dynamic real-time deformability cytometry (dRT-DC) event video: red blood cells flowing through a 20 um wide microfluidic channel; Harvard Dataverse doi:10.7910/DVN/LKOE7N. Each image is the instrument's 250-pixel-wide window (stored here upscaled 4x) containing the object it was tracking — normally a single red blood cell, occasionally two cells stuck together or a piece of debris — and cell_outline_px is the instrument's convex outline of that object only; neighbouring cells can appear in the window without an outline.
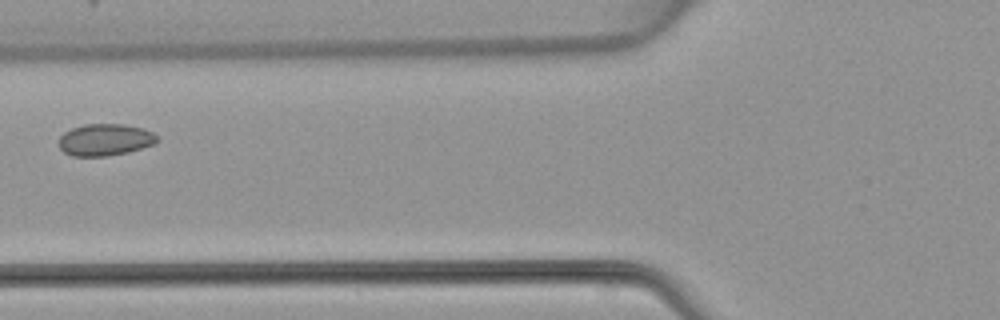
{"species": "common noctule bat (a hibernating species)", "species_latin": "Nyctalus noctula", "temperature_condition": "warm", "stored_images_in_passage": 5, "camera_frame_rate_fps": 3000, "um_per_image_px": 0.085, "animal": {"sex": "female", "body_mass_g": 22.7, "forearm_length_mm": 54.2}, "frame": {"image": 1, "passage_image": 4, "time_ms": 3.667, "image_size_px": [1000, 320], "cell_outline_px": [[160, 140], [152, 144], [128, 152], [108, 156], [72, 156], [64, 152], [60, 148], [60, 136], [64, 132], [72, 128], [84, 124], [124, 124], [144, 128], [152, 132]], "centroid_in_image_um": [8.93, 11.87], "position_along_channel_um": 116.9, "area_um2": 18.21}}
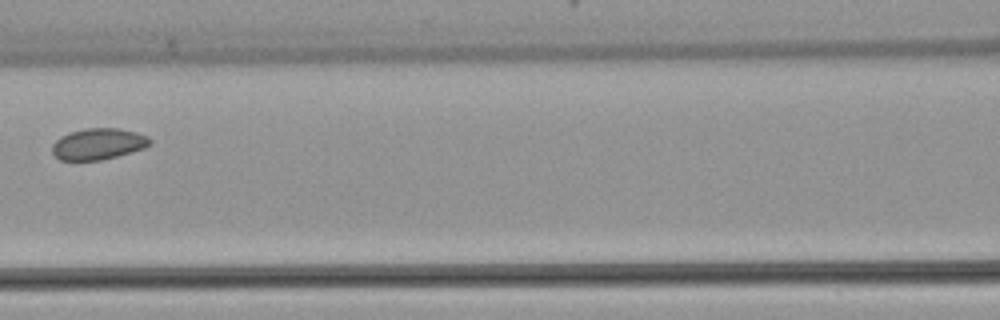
{"frame": {"image": 2, "passage_image": 5, "time_ms": 4.667, "image_size_px": [1000, 320], "cell_outline_px": [[152, 144], [144, 148], [116, 156], [100, 160], [60, 160], [52, 152], [52, 144], [60, 136], [84, 128], [116, 128], [136, 132], [148, 136], [152, 140]], "centroid_in_image_um": [8.36, 12.23], "position_along_channel_um": 158.2, "area_um2": 17.74}}